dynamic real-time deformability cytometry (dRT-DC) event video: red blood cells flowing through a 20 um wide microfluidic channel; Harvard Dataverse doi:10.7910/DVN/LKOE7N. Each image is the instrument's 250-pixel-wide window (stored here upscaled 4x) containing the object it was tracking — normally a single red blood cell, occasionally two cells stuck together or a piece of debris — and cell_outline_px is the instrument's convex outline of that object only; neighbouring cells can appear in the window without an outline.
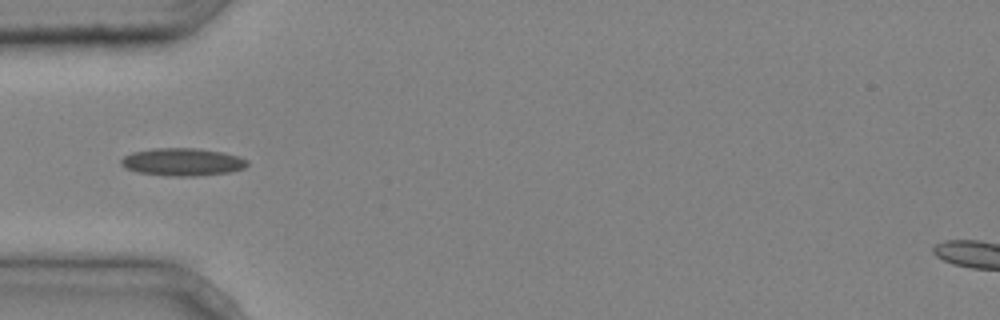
{"species": "common noctule bat (a hibernating species)", "species_latin": "Nyctalus noctula", "temperature_condition": "cold", "stored_images_in_passage": 5, "camera_frame_rate_fps": 3000, "um_per_image_px": 0.085, "animal": {"sex": "male", "body_mass_g": 20.4}, "frame": {"image": 1, "passage_image": 4, "time_ms": 1.0, "image_size_px": [1000, 320], "cell_outline_px": [[248, 164], [244, 168], [228, 172], [196, 176], [164, 176], [136, 172], [124, 168], [120, 164], [120, 160], [124, 156], [132, 152], [156, 148], [192, 148], [224, 152], [248, 160]], "centroid_in_image_um": [15.46, 13.77], "position_along_channel_um": 69.5, "area_um2": 20.4}}